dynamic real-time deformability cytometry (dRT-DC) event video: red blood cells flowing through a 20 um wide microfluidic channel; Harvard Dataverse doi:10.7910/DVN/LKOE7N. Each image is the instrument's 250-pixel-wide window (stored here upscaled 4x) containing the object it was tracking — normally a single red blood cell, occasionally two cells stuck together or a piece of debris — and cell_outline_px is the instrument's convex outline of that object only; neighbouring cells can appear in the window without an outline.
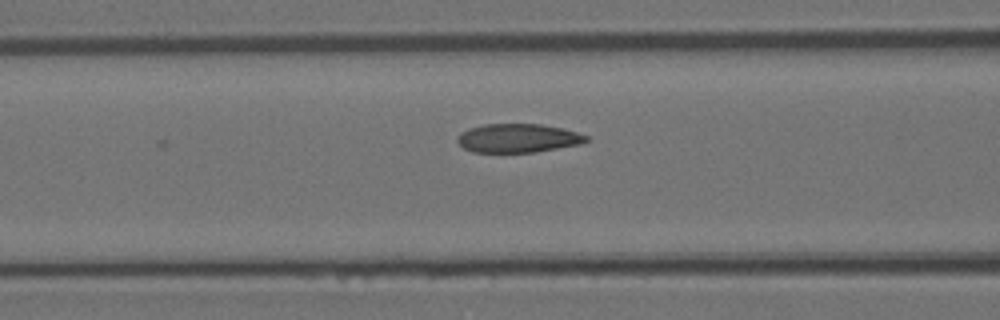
{"species": "Egyptian fruit bat (a non-hibernating species)", "species_latin": "Rousettus aegyptiacus", "temperature_condition": "room temperature", "stored_images_in_passage": 6, "camera_frame_rate_fps": 3000, "um_per_image_px": 0.085, "animal": {"sex": "female"}, "frame": {"image": 1, "passage_image": 5, "time_ms": 4.667, "image_size_px": [1000, 320], "cell_outline_px": [[588, 140], [580, 144], [536, 152], [472, 152], [464, 148], [456, 140], [456, 136], [460, 132], [468, 128], [484, 124], [540, 124], [560, 128], [576, 132], [588, 136]], "centroid_in_image_um": [43.98, 11.74], "position_along_channel_um": 122.6, "area_um2": 21.56}}